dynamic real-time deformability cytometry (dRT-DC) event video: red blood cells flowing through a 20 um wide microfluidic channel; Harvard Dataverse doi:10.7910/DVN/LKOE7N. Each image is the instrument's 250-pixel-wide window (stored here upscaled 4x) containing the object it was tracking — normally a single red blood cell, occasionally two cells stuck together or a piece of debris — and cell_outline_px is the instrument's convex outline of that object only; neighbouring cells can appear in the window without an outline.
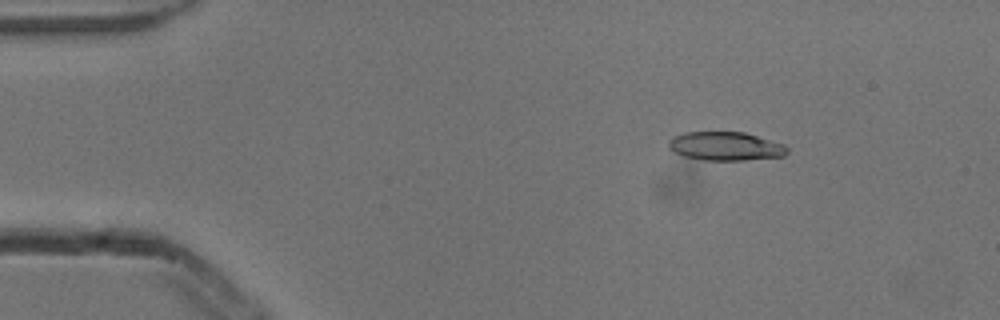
{"species": "common noctule bat (a hibernating species)", "species_latin": "Nyctalus noctula", "temperature_condition": "cold", "stored_images_in_passage": 5, "camera_frame_rate_fps": 3000, "um_per_image_px": 0.085, "animal": {"sex": "male", "body_mass_g": 13.3}, "frame": {"image": 1, "passage_image": 2, "time_ms": 0.333, "image_size_px": [1000, 320], "cell_outline_px": [[788, 152], [784, 156], [744, 160], [704, 160], [684, 156], [668, 148], [668, 140], [672, 136], [684, 132], [744, 132], [784, 144], [788, 148]], "centroid_in_image_um": [61.65, 12.42], "position_along_channel_um": 23.3, "area_um2": 19.83}}
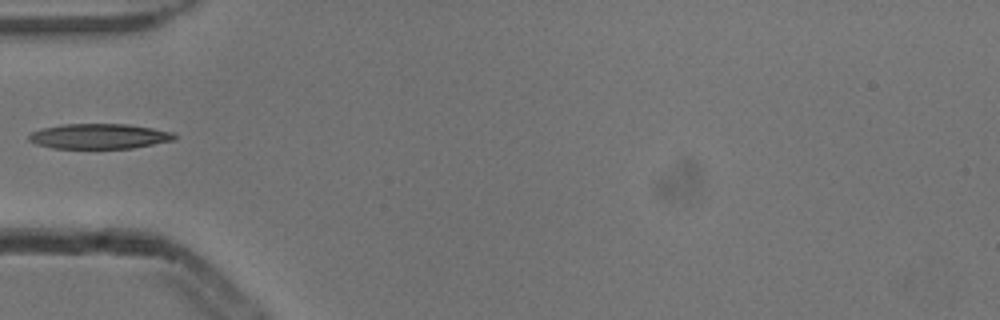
{"frame": {"image": 2, "passage_image": 4, "time_ms": 1.0, "image_size_px": [1000, 320], "cell_outline_px": [[176, 140], [132, 148], [52, 148], [36, 144], [28, 140], [28, 136], [32, 132], [40, 128], [64, 124], [128, 124], [152, 128], [172, 132], [176, 136]], "centroid_in_image_um": [8.42, 11.58], "position_along_channel_um": 76.6, "area_um2": 21.33}}
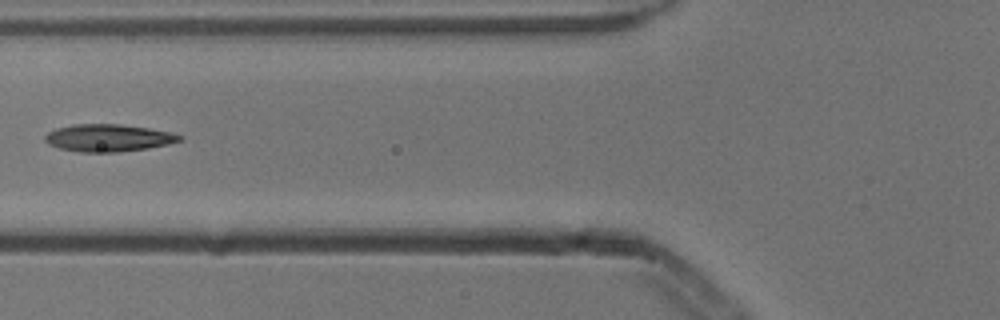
{"frame": {"image": 3, "passage_image": 5, "time_ms": 1.333, "image_size_px": [1000, 320], "cell_outline_px": [[180, 140], [148, 148], [116, 152], [80, 152], [60, 148], [48, 144], [44, 140], [44, 136], [48, 132], [56, 128], [72, 124], [120, 124], [148, 128], [168, 132], [180, 136]], "centroid_in_image_um": [9.1, 11.71], "position_along_channel_um": 116.7, "area_um2": 21.1}}